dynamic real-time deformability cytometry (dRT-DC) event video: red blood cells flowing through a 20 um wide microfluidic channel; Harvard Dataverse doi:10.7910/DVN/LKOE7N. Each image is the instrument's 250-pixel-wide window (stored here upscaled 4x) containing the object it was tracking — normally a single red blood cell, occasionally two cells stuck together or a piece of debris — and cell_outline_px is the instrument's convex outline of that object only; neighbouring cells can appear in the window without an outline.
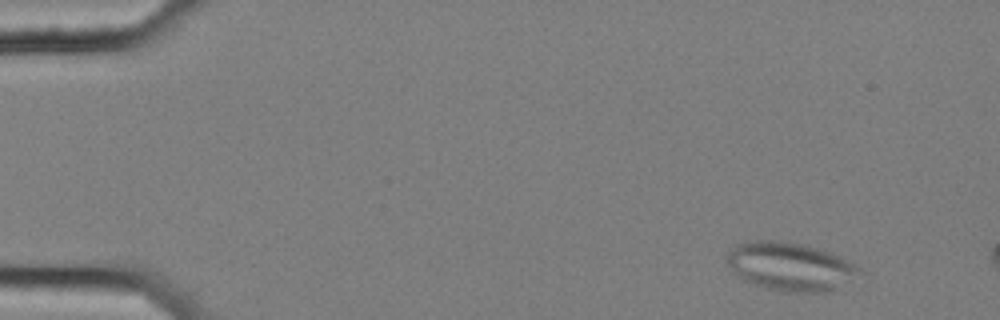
{"species": "common noctule bat (a hibernating species)", "species_latin": "Nyctalus noctula", "temperature_condition": "cold", "stored_images_in_passage": 12, "camera_frame_rate_fps": 3000, "um_per_image_px": 0.085, "animal": {"sex": "female", "body_mass_g": 25.1}, "frame": {"image": 1, "passage_image": 4, "time_ms": 1.0, "image_size_px": [1000, 320], "cell_outline_px": [[864, 272], [832, 292], [780, 292], [764, 288], [752, 284], [744, 280], [728, 264], [728, 248], [736, 244], [752, 240], [772, 240], [800, 244], [816, 248], [828, 252], [860, 268]], "centroid_in_image_um": [67.15, 22.68], "position_along_channel_um": 17.8, "area_um2": 37.11}}